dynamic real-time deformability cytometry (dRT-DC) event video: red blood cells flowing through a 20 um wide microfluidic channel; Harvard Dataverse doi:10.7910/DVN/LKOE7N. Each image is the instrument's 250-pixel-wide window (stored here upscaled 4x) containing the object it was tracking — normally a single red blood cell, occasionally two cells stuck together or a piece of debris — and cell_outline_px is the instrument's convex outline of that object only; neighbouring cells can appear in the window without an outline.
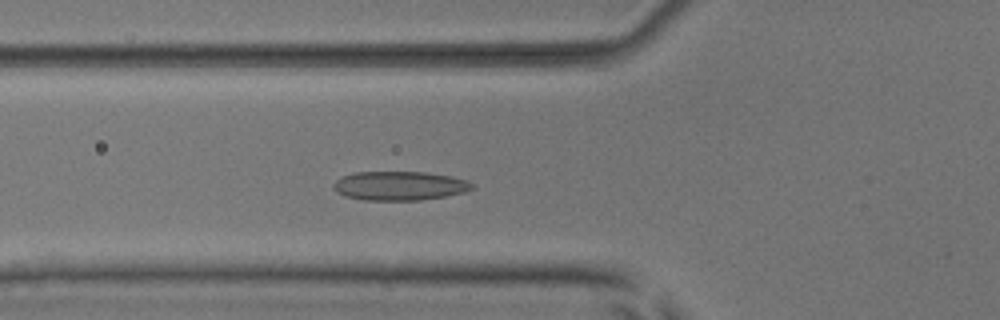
{"species": "common noctule bat (a hibernating species)", "species_latin": "Nyctalus noctula", "temperature_condition": "room temperature", "stored_images_in_passage": 50, "camera_frame_rate_fps": 3000, "um_per_image_px": 0.085, "animal": {"sex": "male", "body_mass_g": 17.9, "forearm_length_mm": 54.2}, "frame": {"image": 1, "passage_image": 17, "time_ms": 5.333, "image_size_px": [1000, 320], "cell_outline_px": [[476, 184], [472, 188], [464, 192], [444, 196], [420, 200], [364, 200], [344, 196], [336, 192], [332, 188], [332, 184], [336, 180], [344, 176], [356, 172], [424, 172], [452, 176], [468, 180]], "centroid_in_image_um": [33.96, 15.79], "position_along_channel_um": 91.8, "area_um2": 23.52}}
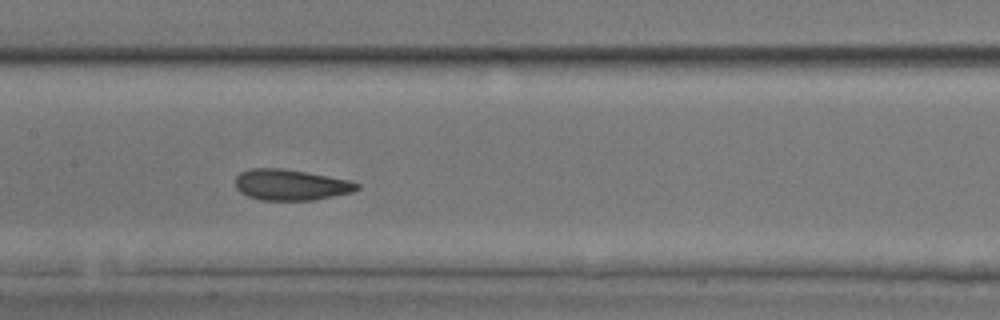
{"frame": {"image": 2, "passage_image": 24, "time_ms": 7.667, "image_size_px": [1000, 320], "cell_outline_px": [[360, 188], [352, 192], [312, 200], [260, 200], [248, 196], [240, 192], [236, 188], [236, 176], [240, 172], [248, 168], [280, 168], [304, 172], [348, 180], [360, 184]], "centroid_in_image_um": [24.67, 15.71], "position_along_channel_um": 182.7, "area_um2": 21.73}}
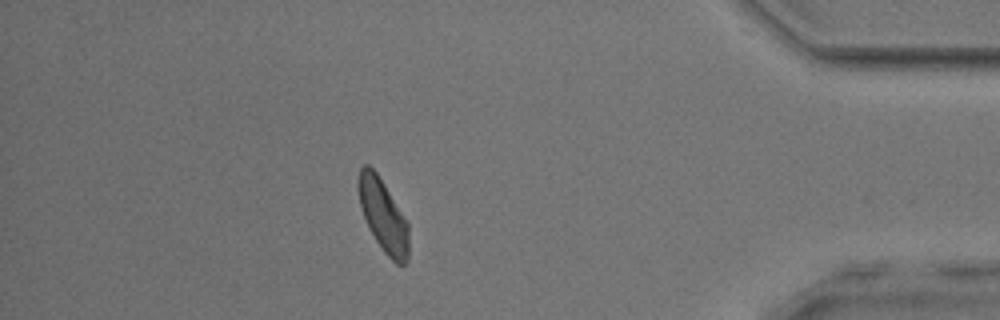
{"frame": {"image": 3, "passage_image": 44, "time_ms": 14.333, "image_size_px": [1000, 320], "cell_outline_px": [[408, 260], [404, 264], [396, 264], [384, 252], [376, 240], [364, 216], [360, 204], [356, 184], [360, 168], [364, 164], [368, 164], [376, 172], [408, 220]], "centroid_in_image_um": [32.57, 18.29], "position_along_channel_um": 402.6, "area_um2": 21.21}, "authors_computed_cell_mechanics": {"area_um2": 21.7906, "velocity_mm_per_s": 3.8997, "shape_relaxation_time_tau1_ms": 4.1661, "shape_relaxation_time_tau2_ms": 1.9045, "deformation_change_tau1": 0.1096, "deformation_change_tau2": 0.0874}}